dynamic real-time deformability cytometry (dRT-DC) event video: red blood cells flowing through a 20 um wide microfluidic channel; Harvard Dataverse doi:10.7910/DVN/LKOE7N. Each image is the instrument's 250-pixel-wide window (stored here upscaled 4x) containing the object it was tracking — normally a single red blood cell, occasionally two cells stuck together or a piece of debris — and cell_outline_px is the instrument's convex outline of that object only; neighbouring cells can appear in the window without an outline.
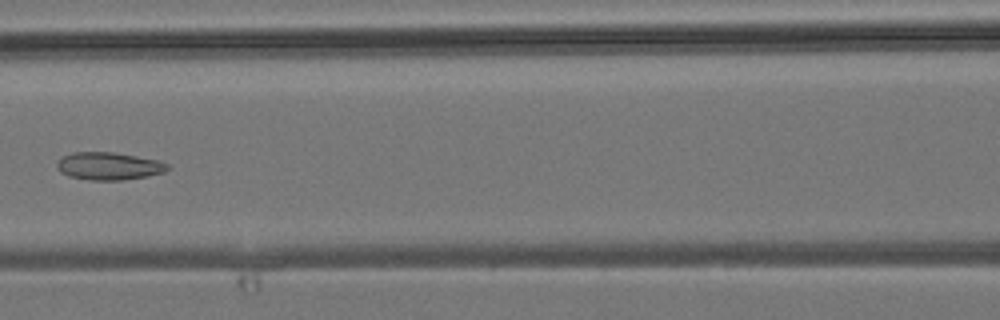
{"species": "common noctule bat (a hibernating species)", "species_latin": "Nyctalus noctula", "temperature_condition": "room temperature", "stored_images_in_passage": 7, "camera_frame_rate_fps": 3000, "um_per_image_px": 0.085, "animal": {"sex": "male", "body_mass_g": 19.2, "forearm_length_mm": 51.8}, "frame": {"image": 1, "passage_image": 6, "time_ms": 6.0, "image_size_px": [1000, 320], "cell_outline_px": [[168, 168], [164, 172], [148, 176], [124, 180], [88, 180], [68, 176], [60, 172], [56, 168], [56, 164], [64, 156], [72, 152], [112, 152], [136, 156], [156, 160], [168, 164]], "centroid_in_image_um": [9.22, 14.12], "position_along_channel_um": 157.4, "area_um2": 17.74}}
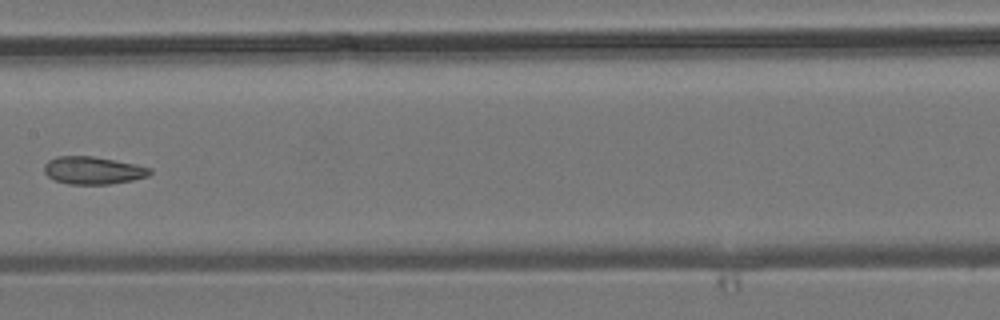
{"frame": {"image": 2, "passage_image": 7, "time_ms": 7.0, "image_size_px": [1000, 320], "cell_outline_px": [[152, 172], [148, 176], [132, 180], [108, 184], [68, 184], [52, 180], [44, 172], [44, 164], [48, 160], [56, 156], [92, 156], [136, 164], [152, 168]], "centroid_in_image_um": [7.88, 14.48], "position_along_channel_um": 199.5, "area_um2": 17.11}}